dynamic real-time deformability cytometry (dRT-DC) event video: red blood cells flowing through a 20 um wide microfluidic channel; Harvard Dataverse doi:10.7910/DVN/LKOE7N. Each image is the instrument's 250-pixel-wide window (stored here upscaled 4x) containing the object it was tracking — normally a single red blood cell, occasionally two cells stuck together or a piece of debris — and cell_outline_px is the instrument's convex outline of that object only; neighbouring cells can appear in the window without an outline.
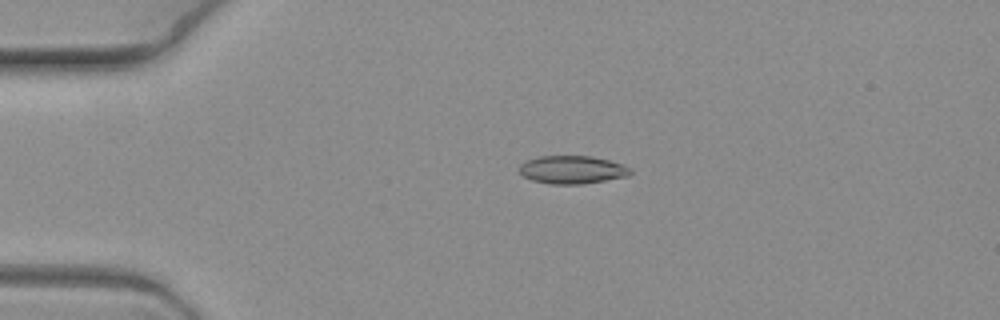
{"species": "common noctule bat (a hibernating species)", "species_latin": "Nyctalus noctula", "temperature_condition": "warm", "stored_images_in_passage": 7, "camera_frame_rate_fps": 3000, "um_per_image_px": 0.085, "animal": {"sex": "female", "body_mass_g": 19.3, "forearm_length_mm": 54.1}, "frame": {"image": 1, "passage_image": 4, "time_ms": 1.0, "image_size_px": [1000, 320], "cell_outline_px": [[632, 172], [628, 176], [580, 184], [548, 184], [532, 180], [524, 176], [520, 172], [520, 164], [528, 160], [540, 156], [592, 156], [624, 164]], "centroid_in_image_um": [48.63, 14.42], "position_along_channel_um": 36.4, "area_um2": 17.98}}
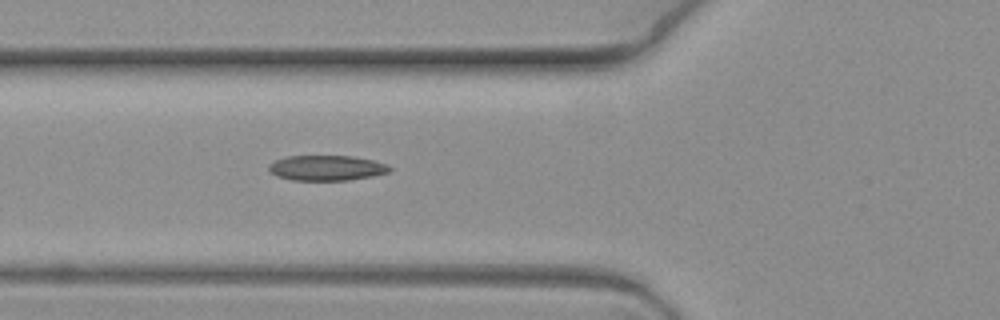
{"frame": {"image": 2, "passage_image": 7, "time_ms": 2.0, "image_size_px": [1000, 320], "cell_outline_px": [[392, 168], [388, 172], [372, 176], [348, 180], [292, 180], [276, 176], [268, 172], [268, 164], [276, 160], [288, 156], [352, 156], [372, 160], [388, 164]], "centroid_in_image_um": [27.73, 14.27], "position_along_channel_um": 98.1, "area_um2": 17.8}}